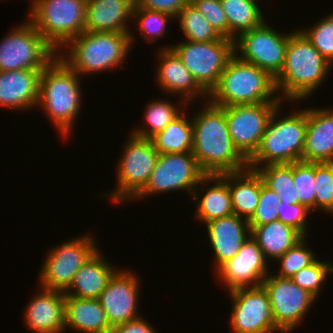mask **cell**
Here are the masks:
<instances>
[{"label":"cell","instance_id":"30","mask_svg":"<svg viewBox=\"0 0 333 333\" xmlns=\"http://www.w3.org/2000/svg\"><path fill=\"white\" fill-rule=\"evenodd\" d=\"M150 139L159 154L192 152V120L187 119V116L182 112Z\"/></svg>","mask_w":333,"mask_h":333},{"label":"cell","instance_id":"24","mask_svg":"<svg viewBox=\"0 0 333 333\" xmlns=\"http://www.w3.org/2000/svg\"><path fill=\"white\" fill-rule=\"evenodd\" d=\"M135 0H86L85 31L130 33ZM127 21V22H126Z\"/></svg>","mask_w":333,"mask_h":333},{"label":"cell","instance_id":"1","mask_svg":"<svg viewBox=\"0 0 333 333\" xmlns=\"http://www.w3.org/2000/svg\"><path fill=\"white\" fill-rule=\"evenodd\" d=\"M205 105L192 118V154L200 169L206 175H220L247 168L248 160L236 149L230 136L225 107L209 101Z\"/></svg>","mask_w":333,"mask_h":333},{"label":"cell","instance_id":"16","mask_svg":"<svg viewBox=\"0 0 333 333\" xmlns=\"http://www.w3.org/2000/svg\"><path fill=\"white\" fill-rule=\"evenodd\" d=\"M233 303L230 326L234 333L281 332L272 314L270 299L263 286L229 291Z\"/></svg>","mask_w":333,"mask_h":333},{"label":"cell","instance_id":"21","mask_svg":"<svg viewBox=\"0 0 333 333\" xmlns=\"http://www.w3.org/2000/svg\"><path fill=\"white\" fill-rule=\"evenodd\" d=\"M159 67H157L158 85L171 94L181 95L179 105H187L194 98L200 95L208 96V93L197 83L193 75L183 64L182 60L171 48L159 50ZM180 94V95H179Z\"/></svg>","mask_w":333,"mask_h":333},{"label":"cell","instance_id":"25","mask_svg":"<svg viewBox=\"0 0 333 333\" xmlns=\"http://www.w3.org/2000/svg\"><path fill=\"white\" fill-rule=\"evenodd\" d=\"M100 253L98 249L79 268L69 288L64 292L65 295L84 299H97L99 297L108 280L118 270L107 263V260Z\"/></svg>","mask_w":333,"mask_h":333},{"label":"cell","instance_id":"6","mask_svg":"<svg viewBox=\"0 0 333 333\" xmlns=\"http://www.w3.org/2000/svg\"><path fill=\"white\" fill-rule=\"evenodd\" d=\"M279 107H282V104L274 110L258 150L248 160L249 168L257 170L260 165L291 164L302 161L307 109L278 119Z\"/></svg>","mask_w":333,"mask_h":333},{"label":"cell","instance_id":"10","mask_svg":"<svg viewBox=\"0 0 333 333\" xmlns=\"http://www.w3.org/2000/svg\"><path fill=\"white\" fill-rule=\"evenodd\" d=\"M182 60L197 83L209 94L234 55V40L222 37L212 42H191L169 45Z\"/></svg>","mask_w":333,"mask_h":333},{"label":"cell","instance_id":"29","mask_svg":"<svg viewBox=\"0 0 333 333\" xmlns=\"http://www.w3.org/2000/svg\"><path fill=\"white\" fill-rule=\"evenodd\" d=\"M251 236L267 261L269 258L276 260L281 257L303 238L296 229L279 220L254 227Z\"/></svg>","mask_w":333,"mask_h":333},{"label":"cell","instance_id":"19","mask_svg":"<svg viewBox=\"0 0 333 333\" xmlns=\"http://www.w3.org/2000/svg\"><path fill=\"white\" fill-rule=\"evenodd\" d=\"M28 304L24 322L34 333H63L65 330V294L40 287Z\"/></svg>","mask_w":333,"mask_h":333},{"label":"cell","instance_id":"31","mask_svg":"<svg viewBox=\"0 0 333 333\" xmlns=\"http://www.w3.org/2000/svg\"><path fill=\"white\" fill-rule=\"evenodd\" d=\"M228 22V39L260 26L265 20L255 0H220Z\"/></svg>","mask_w":333,"mask_h":333},{"label":"cell","instance_id":"38","mask_svg":"<svg viewBox=\"0 0 333 333\" xmlns=\"http://www.w3.org/2000/svg\"><path fill=\"white\" fill-rule=\"evenodd\" d=\"M315 209L333 214V162H315Z\"/></svg>","mask_w":333,"mask_h":333},{"label":"cell","instance_id":"8","mask_svg":"<svg viewBox=\"0 0 333 333\" xmlns=\"http://www.w3.org/2000/svg\"><path fill=\"white\" fill-rule=\"evenodd\" d=\"M130 134L117 163L118 186L107 194L116 204L133 200L145 187L159 155L151 139Z\"/></svg>","mask_w":333,"mask_h":333},{"label":"cell","instance_id":"44","mask_svg":"<svg viewBox=\"0 0 333 333\" xmlns=\"http://www.w3.org/2000/svg\"><path fill=\"white\" fill-rule=\"evenodd\" d=\"M189 1L190 0H135L140 8L167 13L175 18Z\"/></svg>","mask_w":333,"mask_h":333},{"label":"cell","instance_id":"20","mask_svg":"<svg viewBox=\"0 0 333 333\" xmlns=\"http://www.w3.org/2000/svg\"><path fill=\"white\" fill-rule=\"evenodd\" d=\"M208 238L215 254V270L232 259L251 236L248 220L235 214L206 222Z\"/></svg>","mask_w":333,"mask_h":333},{"label":"cell","instance_id":"43","mask_svg":"<svg viewBox=\"0 0 333 333\" xmlns=\"http://www.w3.org/2000/svg\"><path fill=\"white\" fill-rule=\"evenodd\" d=\"M312 211L303 204L281 203L277 207L278 220L296 229L303 237H306L308 219L307 215Z\"/></svg>","mask_w":333,"mask_h":333},{"label":"cell","instance_id":"42","mask_svg":"<svg viewBox=\"0 0 333 333\" xmlns=\"http://www.w3.org/2000/svg\"><path fill=\"white\" fill-rule=\"evenodd\" d=\"M189 2L221 37L228 38V22L220 0H190Z\"/></svg>","mask_w":333,"mask_h":333},{"label":"cell","instance_id":"36","mask_svg":"<svg viewBox=\"0 0 333 333\" xmlns=\"http://www.w3.org/2000/svg\"><path fill=\"white\" fill-rule=\"evenodd\" d=\"M293 182L297 189L299 204L315 210V162L293 163Z\"/></svg>","mask_w":333,"mask_h":333},{"label":"cell","instance_id":"28","mask_svg":"<svg viewBox=\"0 0 333 333\" xmlns=\"http://www.w3.org/2000/svg\"><path fill=\"white\" fill-rule=\"evenodd\" d=\"M229 190L233 214L250 220L260 197V173L252 168L229 173Z\"/></svg>","mask_w":333,"mask_h":333},{"label":"cell","instance_id":"22","mask_svg":"<svg viewBox=\"0 0 333 333\" xmlns=\"http://www.w3.org/2000/svg\"><path fill=\"white\" fill-rule=\"evenodd\" d=\"M42 70L0 71V108L24 110L38 106L39 80Z\"/></svg>","mask_w":333,"mask_h":333},{"label":"cell","instance_id":"34","mask_svg":"<svg viewBox=\"0 0 333 333\" xmlns=\"http://www.w3.org/2000/svg\"><path fill=\"white\" fill-rule=\"evenodd\" d=\"M185 40L191 42H212L222 37L208 23L204 16L189 2L177 15Z\"/></svg>","mask_w":333,"mask_h":333},{"label":"cell","instance_id":"4","mask_svg":"<svg viewBox=\"0 0 333 333\" xmlns=\"http://www.w3.org/2000/svg\"><path fill=\"white\" fill-rule=\"evenodd\" d=\"M208 96L209 102L219 107L282 102L276 91L275 79L267 71L240 60L235 54Z\"/></svg>","mask_w":333,"mask_h":333},{"label":"cell","instance_id":"9","mask_svg":"<svg viewBox=\"0 0 333 333\" xmlns=\"http://www.w3.org/2000/svg\"><path fill=\"white\" fill-rule=\"evenodd\" d=\"M209 181L192 152L159 154L148 183L133 199L180 189L191 196L199 184L207 186Z\"/></svg>","mask_w":333,"mask_h":333},{"label":"cell","instance_id":"5","mask_svg":"<svg viewBox=\"0 0 333 333\" xmlns=\"http://www.w3.org/2000/svg\"><path fill=\"white\" fill-rule=\"evenodd\" d=\"M133 36L132 33L83 31L63 46L70 47L68 55L58 51L57 56L78 75L110 71L126 60Z\"/></svg>","mask_w":333,"mask_h":333},{"label":"cell","instance_id":"13","mask_svg":"<svg viewBox=\"0 0 333 333\" xmlns=\"http://www.w3.org/2000/svg\"><path fill=\"white\" fill-rule=\"evenodd\" d=\"M292 33H278L264 21L260 26L244 31L234 39V54L275 78L283 68L288 38Z\"/></svg>","mask_w":333,"mask_h":333},{"label":"cell","instance_id":"2","mask_svg":"<svg viewBox=\"0 0 333 333\" xmlns=\"http://www.w3.org/2000/svg\"><path fill=\"white\" fill-rule=\"evenodd\" d=\"M331 66L299 30L293 31L288 38L283 68L274 78L277 94L281 92L279 98L293 102L306 100L326 79Z\"/></svg>","mask_w":333,"mask_h":333},{"label":"cell","instance_id":"33","mask_svg":"<svg viewBox=\"0 0 333 333\" xmlns=\"http://www.w3.org/2000/svg\"><path fill=\"white\" fill-rule=\"evenodd\" d=\"M175 106L176 104L167 102V100H153L149 105L147 104L144 114L145 124L149 127H141L134 131L132 129V134L150 139L182 113L180 107L177 109Z\"/></svg>","mask_w":333,"mask_h":333},{"label":"cell","instance_id":"3","mask_svg":"<svg viewBox=\"0 0 333 333\" xmlns=\"http://www.w3.org/2000/svg\"><path fill=\"white\" fill-rule=\"evenodd\" d=\"M79 77L59 56L40 74L37 105L45 109L44 112L64 138L69 137L73 130L82 104Z\"/></svg>","mask_w":333,"mask_h":333},{"label":"cell","instance_id":"15","mask_svg":"<svg viewBox=\"0 0 333 333\" xmlns=\"http://www.w3.org/2000/svg\"><path fill=\"white\" fill-rule=\"evenodd\" d=\"M262 286L268 293L275 326L281 333H292L316 300L290 278L268 275Z\"/></svg>","mask_w":333,"mask_h":333},{"label":"cell","instance_id":"39","mask_svg":"<svg viewBox=\"0 0 333 333\" xmlns=\"http://www.w3.org/2000/svg\"><path fill=\"white\" fill-rule=\"evenodd\" d=\"M331 272H333V264L330 261L322 262L316 260L310 266L299 270L290 279L317 298L320 291H322L324 282L328 279L326 277Z\"/></svg>","mask_w":333,"mask_h":333},{"label":"cell","instance_id":"27","mask_svg":"<svg viewBox=\"0 0 333 333\" xmlns=\"http://www.w3.org/2000/svg\"><path fill=\"white\" fill-rule=\"evenodd\" d=\"M65 329L80 333H109L111 326L97 299L65 295Z\"/></svg>","mask_w":333,"mask_h":333},{"label":"cell","instance_id":"45","mask_svg":"<svg viewBox=\"0 0 333 333\" xmlns=\"http://www.w3.org/2000/svg\"><path fill=\"white\" fill-rule=\"evenodd\" d=\"M154 330L155 328L149 325V323L140 316L127 323L112 326L109 333H155Z\"/></svg>","mask_w":333,"mask_h":333},{"label":"cell","instance_id":"14","mask_svg":"<svg viewBox=\"0 0 333 333\" xmlns=\"http://www.w3.org/2000/svg\"><path fill=\"white\" fill-rule=\"evenodd\" d=\"M286 102L225 107V116L230 136L236 149L249 160L258 150L262 136L274 110Z\"/></svg>","mask_w":333,"mask_h":333},{"label":"cell","instance_id":"26","mask_svg":"<svg viewBox=\"0 0 333 333\" xmlns=\"http://www.w3.org/2000/svg\"><path fill=\"white\" fill-rule=\"evenodd\" d=\"M210 182L214 183L210 188L203 186L201 189L199 188V191L205 192L204 195H198L197 188L191 195L197 204L196 219L201 220V224L233 214L229 190V173L210 175ZM199 196H202V198L200 199Z\"/></svg>","mask_w":333,"mask_h":333},{"label":"cell","instance_id":"12","mask_svg":"<svg viewBox=\"0 0 333 333\" xmlns=\"http://www.w3.org/2000/svg\"><path fill=\"white\" fill-rule=\"evenodd\" d=\"M93 239L88 234L51 248L39 273V287L65 292L79 268L98 250Z\"/></svg>","mask_w":333,"mask_h":333},{"label":"cell","instance_id":"35","mask_svg":"<svg viewBox=\"0 0 333 333\" xmlns=\"http://www.w3.org/2000/svg\"><path fill=\"white\" fill-rule=\"evenodd\" d=\"M311 248L308 249L306 237L299 240L293 247L277 258L280 265L279 273L274 274L281 278H291L302 268L313 264L317 258Z\"/></svg>","mask_w":333,"mask_h":333},{"label":"cell","instance_id":"32","mask_svg":"<svg viewBox=\"0 0 333 333\" xmlns=\"http://www.w3.org/2000/svg\"><path fill=\"white\" fill-rule=\"evenodd\" d=\"M257 171L264 183L274 190L283 203L298 204L299 197L293 182V163L260 166Z\"/></svg>","mask_w":333,"mask_h":333},{"label":"cell","instance_id":"18","mask_svg":"<svg viewBox=\"0 0 333 333\" xmlns=\"http://www.w3.org/2000/svg\"><path fill=\"white\" fill-rule=\"evenodd\" d=\"M139 283L138 277L129 270H118L108 280L97 300L111 327L139 318Z\"/></svg>","mask_w":333,"mask_h":333},{"label":"cell","instance_id":"23","mask_svg":"<svg viewBox=\"0 0 333 333\" xmlns=\"http://www.w3.org/2000/svg\"><path fill=\"white\" fill-rule=\"evenodd\" d=\"M304 162H333V110L307 109Z\"/></svg>","mask_w":333,"mask_h":333},{"label":"cell","instance_id":"40","mask_svg":"<svg viewBox=\"0 0 333 333\" xmlns=\"http://www.w3.org/2000/svg\"><path fill=\"white\" fill-rule=\"evenodd\" d=\"M299 31L333 65V13L320 19L310 29Z\"/></svg>","mask_w":333,"mask_h":333},{"label":"cell","instance_id":"7","mask_svg":"<svg viewBox=\"0 0 333 333\" xmlns=\"http://www.w3.org/2000/svg\"><path fill=\"white\" fill-rule=\"evenodd\" d=\"M31 4L28 20L56 52L85 31L86 0H33Z\"/></svg>","mask_w":333,"mask_h":333},{"label":"cell","instance_id":"11","mask_svg":"<svg viewBox=\"0 0 333 333\" xmlns=\"http://www.w3.org/2000/svg\"><path fill=\"white\" fill-rule=\"evenodd\" d=\"M56 56L29 20L0 41V71L44 69Z\"/></svg>","mask_w":333,"mask_h":333},{"label":"cell","instance_id":"41","mask_svg":"<svg viewBox=\"0 0 333 333\" xmlns=\"http://www.w3.org/2000/svg\"><path fill=\"white\" fill-rule=\"evenodd\" d=\"M281 203L279 195L268 187L260 174V197L254 215L248 221L252 230L256 226L278 220L277 207Z\"/></svg>","mask_w":333,"mask_h":333},{"label":"cell","instance_id":"37","mask_svg":"<svg viewBox=\"0 0 333 333\" xmlns=\"http://www.w3.org/2000/svg\"><path fill=\"white\" fill-rule=\"evenodd\" d=\"M132 18H135L136 22L138 19L139 26L137 27L143 34L144 40L148 39L146 42L150 43L155 42L158 37L164 36L168 19L175 17L167 13L140 8L135 3Z\"/></svg>","mask_w":333,"mask_h":333},{"label":"cell","instance_id":"17","mask_svg":"<svg viewBox=\"0 0 333 333\" xmlns=\"http://www.w3.org/2000/svg\"><path fill=\"white\" fill-rule=\"evenodd\" d=\"M267 263L261 248L250 236L238 253L216 271L215 276H218L220 283L222 282L228 291L258 287L262 286L263 280L271 273Z\"/></svg>","mask_w":333,"mask_h":333}]
</instances>
